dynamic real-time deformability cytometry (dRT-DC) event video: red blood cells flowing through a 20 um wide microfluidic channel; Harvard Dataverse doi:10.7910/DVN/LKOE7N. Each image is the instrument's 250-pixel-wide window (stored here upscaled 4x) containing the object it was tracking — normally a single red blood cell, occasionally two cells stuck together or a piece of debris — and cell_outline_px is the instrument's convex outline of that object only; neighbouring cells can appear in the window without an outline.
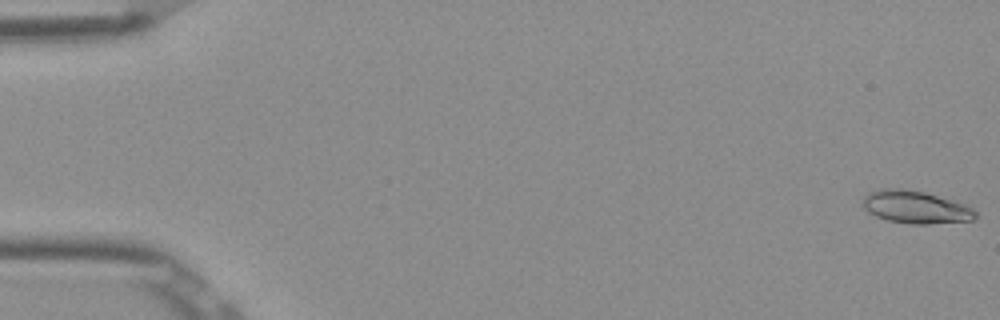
{"species": "Egyptian fruit bat (a non-hibernating species)", "species_latin": "Rousettus aegyptiacus", "temperature_condition": "room temperature", "stored_images_in_passage": 53, "camera_frame_rate_fps": 3000, "um_per_image_px": 0.085, "frame": {"image": 1, "passage_image": 1, "time_ms": 0.0, "image_size_px": [1000, 320], "cell_outline_px": [[976, 216], [972, 220], [928, 224], [912, 224], [888, 220], [876, 216], [868, 212], [864, 208], [864, 196], [868, 192], [880, 188], [904, 188], [924, 192], [964, 204], [972, 208], [976, 212]], "centroid_in_image_um": [77.79, 17.59], "position_along_channel_um": 7.2, "area_um2": 21.27}}
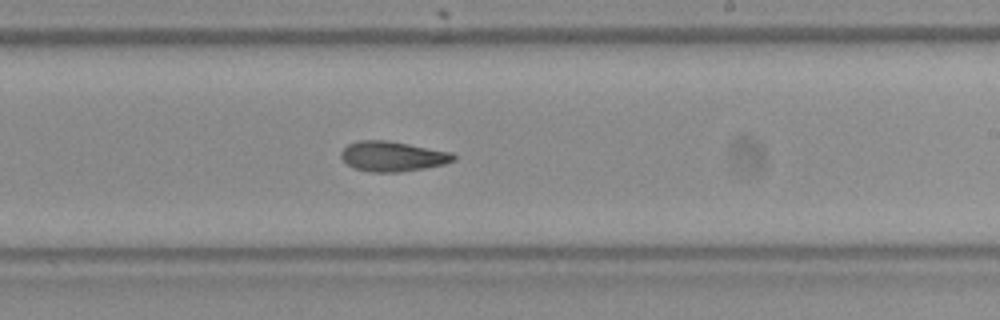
{"frame": {"image": 2, "passage_image": 32, "time_ms": 10.333, "image_size_px": [1000, 320], "cell_outline_px": [[456, 160], [444, 164], [424, 168], [400, 172], [372, 172], [356, 168], [348, 164], [340, 156], [340, 152], [348, 144], [360, 140], [388, 140], [452, 152], [456, 156]], "centroid_in_image_um": [33.39, 13.28], "position_along_channel_um": 255.6, "area_um2": 19.65}}
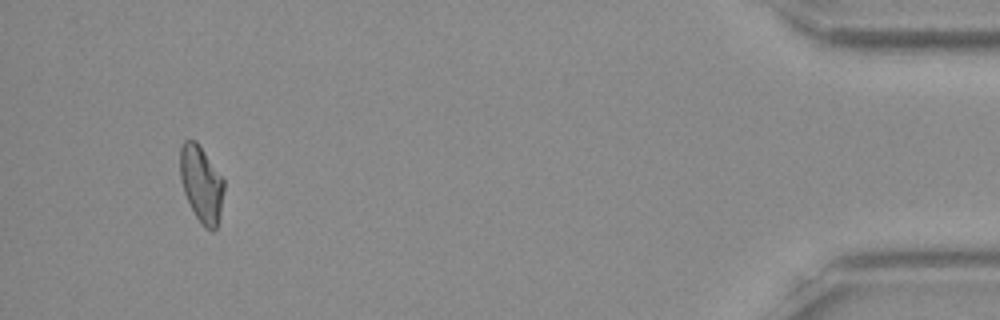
{"frame": {"image": 3, "passage_image": 50, "time_ms": 16.333, "image_size_px": [1000, 320], "cell_outline_px": [[224, 188], [220, 216], [216, 228], [212, 232], [204, 228], [200, 224], [184, 192], [180, 176], [180, 148], [184, 140], [196, 140], [224, 180]], "centroid_in_image_um": [17.12, 15.66], "position_along_channel_um": 418.1, "area_um2": 19.42}, "authors_computed_cell_mechanics": {"area_um2": 19.7676, "velocity_mm_per_s": 3.8843, "shape_relaxation_time_tau1_ms": 6.9839, "shape_relaxation_time_tau2_ms": 2.6897, "deformation_change_tau1": 0.2067, "deformation_change_tau2": 0.1021}}